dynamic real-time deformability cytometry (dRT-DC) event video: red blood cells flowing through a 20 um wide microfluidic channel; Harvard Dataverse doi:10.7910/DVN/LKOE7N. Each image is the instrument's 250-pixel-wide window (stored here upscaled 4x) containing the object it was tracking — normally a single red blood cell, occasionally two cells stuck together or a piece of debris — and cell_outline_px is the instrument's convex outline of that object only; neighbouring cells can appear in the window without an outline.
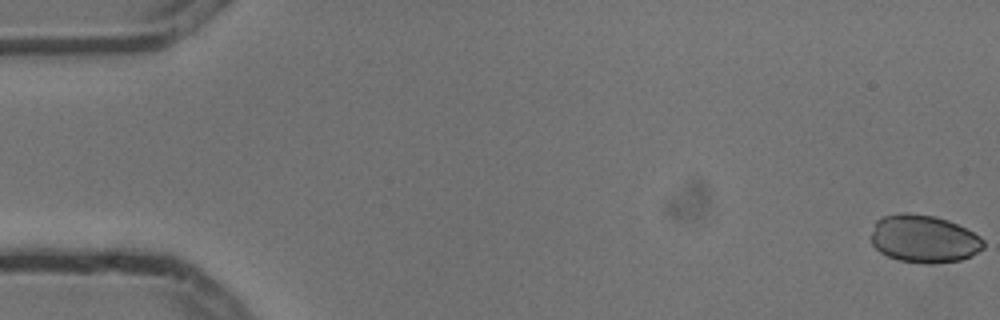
{"species": "common noctule bat (a hibernating species)", "species_latin": "Nyctalus noctula", "temperature_condition": "cold", "stored_images_in_passage": 5, "camera_frame_rate_fps": 3000, "um_per_image_px": 0.085, "animal": {"sex": "male", "body_mass_g": 13.3}, "frame": {"image": 1, "passage_image": 1, "time_ms": 0.0, "image_size_px": [1000, 320], "cell_outline_px": [[984, 248], [972, 256], [960, 260], [932, 264], [924, 264], [900, 260], [888, 256], [880, 252], [872, 244], [872, 232], [876, 220], [880, 216], [900, 212], [908, 212], [936, 216], [948, 220], [980, 236], [984, 240]], "centroid_in_image_um": [78.53, 20.29], "position_along_channel_um": 6.5, "area_um2": 31.5}}
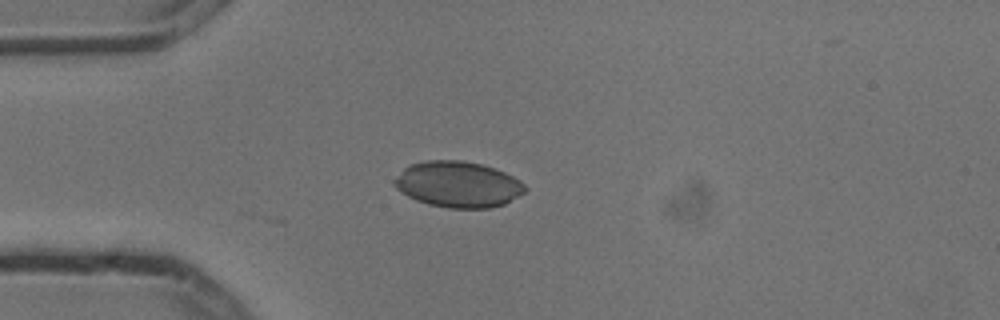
{"frame": {"image": 2, "passage_image": 5, "time_ms": 1.333, "image_size_px": [1000, 320], "cell_outline_px": [[528, 188], [524, 192], [504, 204], [492, 208], [448, 208], [428, 204], [416, 200], [408, 196], [396, 188], [392, 184], [392, 180], [404, 168], [412, 164], [424, 160], [460, 160], [480, 164], [504, 172], [520, 180]], "centroid_in_image_um": [38.91, 15.67], "position_along_channel_um": 46.1, "area_um2": 34.97}}